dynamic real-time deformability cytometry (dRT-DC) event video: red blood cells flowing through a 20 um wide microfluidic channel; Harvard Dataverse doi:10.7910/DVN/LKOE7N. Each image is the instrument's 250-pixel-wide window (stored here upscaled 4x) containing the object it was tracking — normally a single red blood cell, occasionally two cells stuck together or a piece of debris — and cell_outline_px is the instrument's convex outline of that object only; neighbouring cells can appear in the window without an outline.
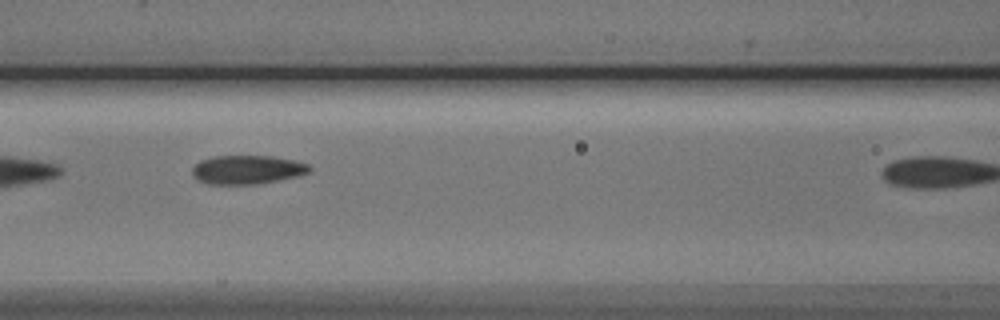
{"species": "Egyptian fruit bat (a non-hibernating species)", "species_latin": "Rousettus aegyptiacus", "temperature_condition": "cold", "stored_images_in_passage": 5, "camera_frame_rate_fps": 3000, "um_per_image_px": 0.085, "animal": {"sex": "male"}, "frame": {"image": 1, "passage_image": 4, "time_ms": 3.333, "image_size_px": [1000, 320], "cell_outline_px": [[312, 168], [308, 172], [296, 176], [256, 184], [208, 184], [200, 180], [192, 172], [192, 168], [200, 160], [212, 156], [272, 156], [292, 160], [308, 164]], "centroid_in_image_um": [21.0, 14.41], "position_along_channel_um": 145.6, "area_um2": 19.36}}